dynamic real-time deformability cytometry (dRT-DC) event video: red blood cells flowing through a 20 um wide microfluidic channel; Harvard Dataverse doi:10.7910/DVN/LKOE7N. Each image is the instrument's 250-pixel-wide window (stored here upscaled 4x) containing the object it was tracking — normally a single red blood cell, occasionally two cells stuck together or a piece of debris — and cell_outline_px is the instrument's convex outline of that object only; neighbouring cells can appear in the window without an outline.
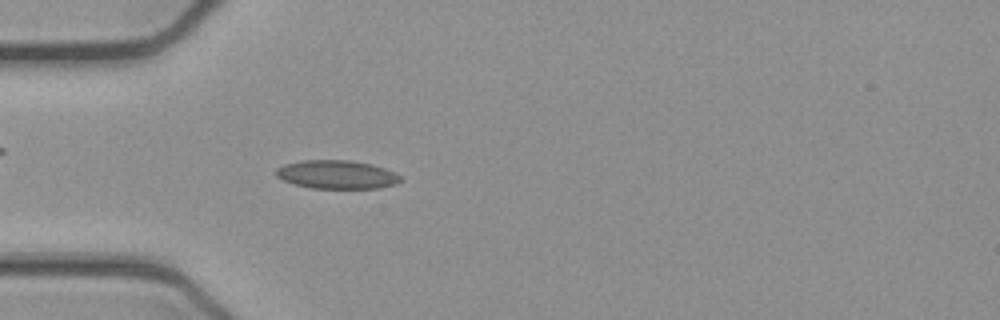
{"species": "common noctule bat (a hibernating species)", "species_latin": "Nyctalus noctula", "temperature_condition": "cold", "stored_images_in_passage": 52, "camera_frame_rate_fps": 3000, "um_per_image_px": 0.085, "animal": {"sex": "female", "body_mass_g": 21.9}, "frame": {"image": 1, "passage_image": 15, "time_ms": 4.667, "image_size_px": [1000, 320], "cell_outline_px": [[404, 180], [396, 184], [380, 188], [312, 188], [292, 184], [276, 176], [276, 168], [284, 164], [304, 160], [348, 160], [372, 164], [396, 172]], "centroid_in_image_um": [28.65, 14.84], "position_along_channel_um": 56.3, "area_um2": 20.81}}
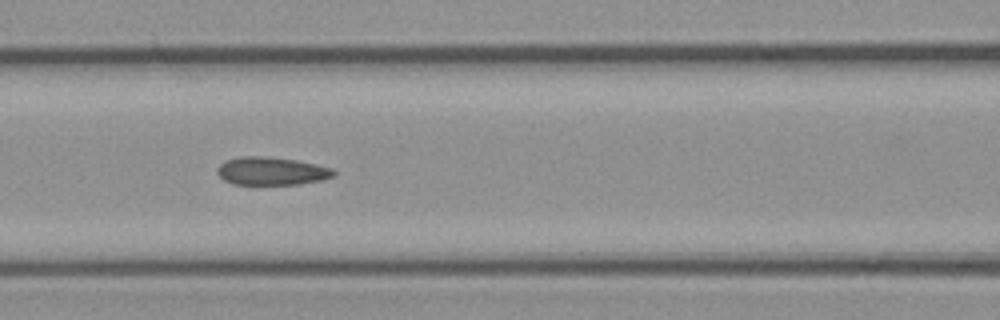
{"frame": {"image": 2, "passage_image": 22, "time_ms": 7.0, "image_size_px": [1000, 320], "cell_outline_px": [[336, 176], [320, 180], [300, 184], [232, 184], [224, 180], [216, 172], [216, 168], [220, 164], [228, 160], [240, 156], [268, 156], [296, 160], [316, 164], [332, 168], [336, 172]], "centroid_in_image_um": [23.09, 14.54], "position_along_channel_um": 143.5, "area_um2": 19.07}}
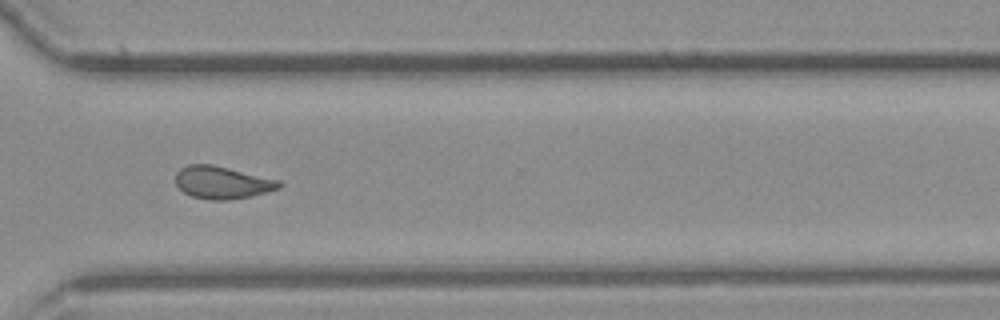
{"frame": {"image": 3, "passage_image": 38, "time_ms": 12.333, "image_size_px": [1000, 320], "cell_outline_px": [[284, 184], [280, 188], [268, 192], [228, 200], [212, 200], [192, 196], [184, 192], [176, 184], [176, 172], [180, 168], [188, 164], [212, 164], [280, 180]], "centroid_in_image_um": [18.9, 15.5], "position_along_channel_um": 351.7, "area_um2": 19.59}, "authors_computed_cell_mechanics": {"area_um2": 19.5942, "velocity_mm_per_s": 3.9135, "shape_relaxation_time_tau1_ms": null, "shape_relaxation_time_tau2_ms": 2.9065, "deformation_change_tau1": null, "deformation_change_tau2": 0.0801}}